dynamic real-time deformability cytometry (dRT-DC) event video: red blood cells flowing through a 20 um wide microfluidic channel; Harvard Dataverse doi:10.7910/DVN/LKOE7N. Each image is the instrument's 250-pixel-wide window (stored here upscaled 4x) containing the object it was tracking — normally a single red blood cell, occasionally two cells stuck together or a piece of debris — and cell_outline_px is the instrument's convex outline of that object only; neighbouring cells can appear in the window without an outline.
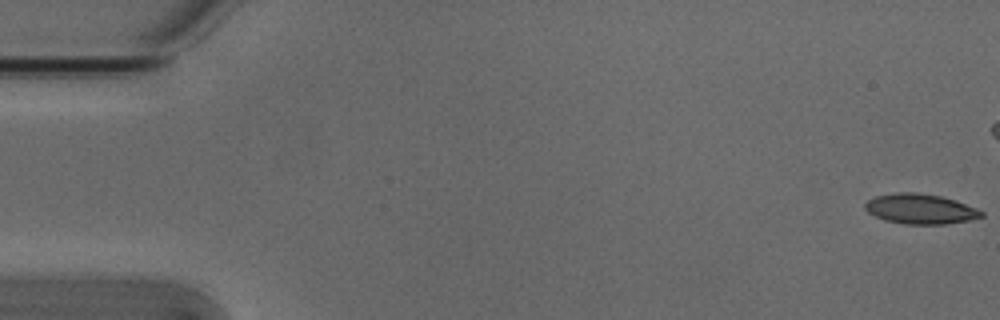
{"species": "Egyptian fruit bat (a non-hibernating species)", "species_latin": "Rousettus aegyptiacus", "temperature_condition": "cold", "stored_images_in_passage": 20, "camera_frame_rate_fps": 3000, "um_per_image_px": 0.085, "animal": {"sex": "male"}, "frame": {"image": 1, "passage_image": 1, "time_ms": 0.0, "image_size_px": [1000, 320], "cell_outline_px": [[984, 216], [968, 220], [948, 224], [904, 224], [884, 220], [868, 212], [864, 208], [864, 204], [868, 200], [876, 196], [896, 192], [916, 192], [940, 196], [956, 200], [976, 208], [984, 212]], "centroid_in_image_um": [78.23, 17.76], "position_along_channel_um": 6.8, "area_um2": 20.4}}